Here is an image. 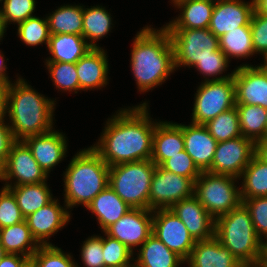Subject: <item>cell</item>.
<instances>
[{
  "mask_svg": "<svg viewBox=\"0 0 267 267\" xmlns=\"http://www.w3.org/2000/svg\"><path fill=\"white\" fill-rule=\"evenodd\" d=\"M229 60L230 59H228L227 56L218 49L215 51V57H208L206 59L199 60L193 67L197 68V71L203 75L205 78L204 81H221L234 76L235 70L231 74L215 77L227 70L226 68H228V63L230 62ZM209 77H212V79H209Z\"/></svg>",
  "mask_w": 267,
  "mask_h": 267,
  "instance_id": "41",
  "label": "cell"
},
{
  "mask_svg": "<svg viewBox=\"0 0 267 267\" xmlns=\"http://www.w3.org/2000/svg\"><path fill=\"white\" fill-rule=\"evenodd\" d=\"M47 178L48 175L34 159L27 144L23 140H16L11 146L3 169L0 171V180L6 181L4 186L42 183L47 181ZM12 179L16 180L13 184Z\"/></svg>",
  "mask_w": 267,
  "mask_h": 267,
  "instance_id": "11",
  "label": "cell"
},
{
  "mask_svg": "<svg viewBox=\"0 0 267 267\" xmlns=\"http://www.w3.org/2000/svg\"><path fill=\"white\" fill-rule=\"evenodd\" d=\"M6 251L4 249V247L1 245L0 243V260L6 255Z\"/></svg>",
  "mask_w": 267,
  "mask_h": 267,
  "instance_id": "56",
  "label": "cell"
},
{
  "mask_svg": "<svg viewBox=\"0 0 267 267\" xmlns=\"http://www.w3.org/2000/svg\"><path fill=\"white\" fill-rule=\"evenodd\" d=\"M184 1H187V0H172V3L176 7L179 3L184 2Z\"/></svg>",
  "mask_w": 267,
  "mask_h": 267,
  "instance_id": "57",
  "label": "cell"
},
{
  "mask_svg": "<svg viewBox=\"0 0 267 267\" xmlns=\"http://www.w3.org/2000/svg\"><path fill=\"white\" fill-rule=\"evenodd\" d=\"M23 141L47 175L66 156L68 143L65 134L54 129L44 134L26 137Z\"/></svg>",
  "mask_w": 267,
  "mask_h": 267,
  "instance_id": "19",
  "label": "cell"
},
{
  "mask_svg": "<svg viewBox=\"0 0 267 267\" xmlns=\"http://www.w3.org/2000/svg\"><path fill=\"white\" fill-rule=\"evenodd\" d=\"M264 256L267 258V242H264Z\"/></svg>",
  "mask_w": 267,
  "mask_h": 267,
  "instance_id": "59",
  "label": "cell"
},
{
  "mask_svg": "<svg viewBox=\"0 0 267 267\" xmlns=\"http://www.w3.org/2000/svg\"><path fill=\"white\" fill-rule=\"evenodd\" d=\"M55 100L46 98L19 77L10 85L7 113L15 140L40 135L53 129Z\"/></svg>",
  "mask_w": 267,
  "mask_h": 267,
  "instance_id": "3",
  "label": "cell"
},
{
  "mask_svg": "<svg viewBox=\"0 0 267 267\" xmlns=\"http://www.w3.org/2000/svg\"><path fill=\"white\" fill-rule=\"evenodd\" d=\"M155 167L151 160L109 166L108 185L130 207L149 209V194Z\"/></svg>",
  "mask_w": 267,
  "mask_h": 267,
  "instance_id": "6",
  "label": "cell"
},
{
  "mask_svg": "<svg viewBox=\"0 0 267 267\" xmlns=\"http://www.w3.org/2000/svg\"><path fill=\"white\" fill-rule=\"evenodd\" d=\"M219 48L228 59L254 55L250 26H241L226 32L219 38Z\"/></svg>",
  "mask_w": 267,
  "mask_h": 267,
  "instance_id": "34",
  "label": "cell"
},
{
  "mask_svg": "<svg viewBox=\"0 0 267 267\" xmlns=\"http://www.w3.org/2000/svg\"><path fill=\"white\" fill-rule=\"evenodd\" d=\"M254 13L267 15V0H252Z\"/></svg>",
  "mask_w": 267,
  "mask_h": 267,
  "instance_id": "51",
  "label": "cell"
},
{
  "mask_svg": "<svg viewBox=\"0 0 267 267\" xmlns=\"http://www.w3.org/2000/svg\"><path fill=\"white\" fill-rule=\"evenodd\" d=\"M108 10L102 6L84 8L83 6V30L82 36L92 48H99L96 41L105 37L112 28V17Z\"/></svg>",
  "mask_w": 267,
  "mask_h": 267,
  "instance_id": "31",
  "label": "cell"
},
{
  "mask_svg": "<svg viewBox=\"0 0 267 267\" xmlns=\"http://www.w3.org/2000/svg\"><path fill=\"white\" fill-rule=\"evenodd\" d=\"M170 209L184 223L195 241L214 237L215 219L205 210L195 195L178 201Z\"/></svg>",
  "mask_w": 267,
  "mask_h": 267,
  "instance_id": "17",
  "label": "cell"
},
{
  "mask_svg": "<svg viewBox=\"0 0 267 267\" xmlns=\"http://www.w3.org/2000/svg\"><path fill=\"white\" fill-rule=\"evenodd\" d=\"M81 258L85 267H105L102 252V236H91L83 242ZM77 267L78 264H77Z\"/></svg>",
  "mask_w": 267,
  "mask_h": 267,
  "instance_id": "46",
  "label": "cell"
},
{
  "mask_svg": "<svg viewBox=\"0 0 267 267\" xmlns=\"http://www.w3.org/2000/svg\"><path fill=\"white\" fill-rule=\"evenodd\" d=\"M0 243L7 254L31 258L39 244L33 238L26 220L0 229Z\"/></svg>",
  "mask_w": 267,
  "mask_h": 267,
  "instance_id": "28",
  "label": "cell"
},
{
  "mask_svg": "<svg viewBox=\"0 0 267 267\" xmlns=\"http://www.w3.org/2000/svg\"><path fill=\"white\" fill-rule=\"evenodd\" d=\"M235 105H258L267 109V67L240 65L233 76Z\"/></svg>",
  "mask_w": 267,
  "mask_h": 267,
  "instance_id": "15",
  "label": "cell"
},
{
  "mask_svg": "<svg viewBox=\"0 0 267 267\" xmlns=\"http://www.w3.org/2000/svg\"><path fill=\"white\" fill-rule=\"evenodd\" d=\"M241 178V199L267 196V163L256 155L244 169L239 180Z\"/></svg>",
  "mask_w": 267,
  "mask_h": 267,
  "instance_id": "33",
  "label": "cell"
},
{
  "mask_svg": "<svg viewBox=\"0 0 267 267\" xmlns=\"http://www.w3.org/2000/svg\"><path fill=\"white\" fill-rule=\"evenodd\" d=\"M45 65L56 88L75 93L80 90L76 63L46 62Z\"/></svg>",
  "mask_w": 267,
  "mask_h": 267,
  "instance_id": "37",
  "label": "cell"
},
{
  "mask_svg": "<svg viewBox=\"0 0 267 267\" xmlns=\"http://www.w3.org/2000/svg\"><path fill=\"white\" fill-rule=\"evenodd\" d=\"M243 137L257 142L267 137L266 108L258 105H235Z\"/></svg>",
  "mask_w": 267,
  "mask_h": 267,
  "instance_id": "32",
  "label": "cell"
},
{
  "mask_svg": "<svg viewBox=\"0 0 267 267\" xmlns=\"http://www.w3.org/2000/svg\"><path fill=\"white\" fill-rule=\"evenodd\" d=\"M37 267H77L70 254L54 245H40L31 257Z\"/></svg>",
  "mask_w": 267,
  "mask_h": 267,
  "instance_id": "39",
  "label": "cell"
},
{
  "mask_svg": "<svg viewBox=\"0 0 267 267\" xmlns=\"http://www.w3.org/2000/svg\"><path fill=\"white\" fill-rule=\"evenodd\" d=\"M254 155L255 142L243 136L218 142L211 167L207 171L240 178Z\"/></svg>",
  "mask_w": 267,
  "mask_h": 267,
  "instance_id": "12",
  "label": "cell"
},
{
  "mask_svg": "<svg viewBox=\"0 0 267 267\" xmlns=\"http://www.w3.org/2000/svg\"><path fill=\"white\" fill-rule=\"evenodd\" d=\"M211 3L216 4V3H221L224 1H229V0H209Z\"/></svg>",
  "mask_w": 267,
  "mask_h": 267,
  "instance_id": "58",
  "label": "cell"
},
{
  "mask_svg": "<svg viewBox=\"0 0 267 267\" xmlns=\"http://www.w3.org/2000/svg\"><path fill=\"white\" fill-rule=\"evenodd\" d=\"M64 205L70 210L76 205L88 204L109 183V166L90 146L79 151L64 173Z\"/></svg>",
  "mask_w": 267,
  "mask_h": 267,
  "instance_id": "4",
  "label": "cell"
},
{
  "mask_svg": "<svg viewBox=\"0 0 267 267\" xmlns=\"http://www.w3.org/2000/svg\"><path fill=\"white\" fill-rule=\"evenodd\" d=\"M4 187L9 188L14 194L24 218L39 210L41 207L46 206L53 200V195L46 181L42 183Z\"/></svg>",
  "mask_w": 267,
  "mask_h": 267,
  "instance_id": "29",
  "label": "cell"
},
{
  "mask_svg": "<svg viewBox=\"0 0 267 267\" xmlns=\"http://www.w3.org/2000/svg\"><path fill=\"white\" fill-rule=\"evenodd\" d=\"M103 48H91L76 62L80 90L99 89L107 85L108 60Z\"/></svg>",
  "mask_w": 267,
  "mask_h": 267,
  "instance_id": "21",
  "label": "cell"
},
{
  "mask_svg": "<svg viewBox=\"0 0 267 267\" xmlns=\"http://www.w3.org/2000/svg\"><path fill=\"white\" fill-rule=\"evenodd\" d=\"M160 167L166 171L190 178L194 182L202 173L185 150L165 160Z\"/></svg>",
  "mask_w": 267,
  "mask_h": 267,
  "instance_id": "42",
  "label": "cell"
},
{
  "mask_svg": "<svg viewBox=\"0 0 267 267\" xmlns=\"http://www.w3.org/2000/svg\"><path fill=\"white\" fill-rule=\"evenodd\" d=\"M242 267H254L253 265H243Z\"/></svg>",
  "mask_w": 267,
  "mask_h": 267,
  "instance_id": "60",
  "label": "cell"
},
{
  "mask_svg": "<svg viewBox=\"0 0 267 267\" xmlns=\"http://www.w3.org/2000/svg\"><path fill=\"white\" fill-rule=\"evenodd\" d=\"M140 247L133 267H179L185 264L180 256L153 234Z\"/></svg>",
  "mask_w": 267,
  "mask_h": 267,
  "instance_id": "26",
  "label": "cell"
},
{
  "mask_svg": "<svg viewBox=\"0 0 267 267\" xmlns=\"http://www.w3.org/2000/svg\"><path fill=\"white\" fill-rule=\"evenodd\" d=\"M242 203L249 211L257 236L267 242V196L242 199Z\"/></svg>",
  "mask_w": 267,
  "mask_h": 267,
  "instance_id": "44",
  "label": "cell"
},
{
  "mask_svg": "<svg viewBox=\"0 0 267 267\" xmlns=\"http://www.w3.org/2000/svg\"><path fill=\"white\" fill-rule=\"evenodd\" d=\"M50 35L76 34L82 35L83 6L64 5L46 16Z\"/></svg>",
  "mask_w": 267,
  "mask_h": 267,
  "instance_id": "30",
  "label": "cell"
},
{
  "mask_svg": "<svg viewBox=\"0 0 267 267\" xmlns=\"http://www.w3.org/2000/svg\"><path fill=\"white\" fill-rule=\"evenodd\" d=\"M130 63L141 93L162 85L176 71L172 41L164 26L160 30L146 26L137 32Z\"/></svg>",
  "mask_w": 267,
  "mask_h": 267,
  "instance_id": "2",
  "label": "cell"
},
{
  "mask_svg": "<svg viewBox=\"0 0 267 267\" xmlns=\"http://www.w3.org/2000/svg\"><path fill=\"white\" fill-rule=\"evenodd\" d=\"M102 237V252L105 266L108 267H133L131 260H135L133 252L122 242L106 233ZM132 257V258H131Z\"/></svg>",
  "mask_w": 267,
  "mask_h": 267,
  "instance_id": "38",
  "label": "cell"
},
{
  "mask_svg": "<svg viewBox=\"0 0 267 267\" xmlns=\"http://www.w3.org/2000/svg\"><path fill=\"white\" fill-rule=\"evenodd\" d=\"M5 59H4V55L3 53L1 54V51H0V80L8 83V84H12L8 78V75L5 73L6 72V69H7V65H5Z\"/></svg>",
  "mask_w": 267,
  "mask_h": 267,
  "instance_id": "52",
  "label": "cell"
},
{
  "mask_svg": "<svg viewBox=\"0 0 267 267\" xmlns=\"http://www.w3.org/2000/svg\"><path fill=\"white\" fill-rule=\"evenodd\" d=\"M49 54L46 62L76 63L92 47L82 35L55 34L50 35L48 44Z\"/></svg>",
  "mask_w": 267,
  "mask_h": 267,
  "instance_id": "25",
  "label": "cell"
},
{
  "mask_svg": "<svg viewBox=\"0 0 267 267\" xmlns=\"http://www.w3.org/2000/svg\"><path fill=\"white\" fill-rule=\"evenodd\" d=\"M152 234L184 261L189 258L196 242L171 209L153 210Z\"/></svg>",
  "mask_w": 267,
  "mask_h": 267,
  "instance_id": "13",
  "label": "cell"
},
{
  "mask_svg": "<svg viewBox=\"0 0 267 267\" xmlns=\"http://www.w3.org/2000/svg\"><path fill=\"white\" fill-rule=\"evenodd\" d=\"M174 49V66L193 67L199 60L215 57L219 38L207 29L165 28Z\"/></svg>",
  "mask_w": 267,
  "mask_h": 267,
  "instance_id": "8",
  "label": "cell"
},
{
  "mask_svg": "<svg viewBox=\"0 0 267 267\" xmlns=\"http://www.w3.org/2000/svg\"><path fill=\"white\" fill-rule=\"evenodd\" d=\"M96 215L98 223L104 232L132 207L125 203L108 185L86 207Z\"/></svg>",
  "mask_w": 267,
  "mask_h": 267,
  "instance_id": "24",
  "label": "cell"
},
{
  "mask_svg": "<svg viewBox=\"0 0 267 267\" xmlns=\"http://www.w3.org/2000/svg\"><path fill=\"white\" fill-rule=\"evenodd\" d=\"M252 45L256 54L263 55L267 60V15L253 12L250 22Z\"/></svg>",
  "mask_w": 267,
  "mask_h": 267,
  "instance_id": "45",
  "label": "cell"
},
{
  "mask_svg": "<svg viewBox=\"0 0 267 267\" xmlns=\"http://www.w3.org/2000/svg\"><path fill=\"white\" fill-rule=\"evenodd\" d=\"M253 1L229 0L214 5L208 29L220 38L237 27L250 26Z\"/></svg>",
  "mask_w": 267,
  "mask_h": 267,
  "instance_id": "18",
  "label": "cell"
},
{
  "mask_svg": "<svg viewBox=\"0 0 267 267\" xmlns=\"http://www.w3.org/2000/svg\"><path fill=\"white\" fill-rule=\"evenodd\" d=\"M62 207L57 199L25 218L33 238L39 245H51L49 238L62 229L70 220L71 211ZM48 239V240H46Z\"/></svg>",
  "mask_w": 267,
  "mask_h": 267,
  "instance_id": "16",
  "label": "cell"
},
{
  "mask_svg": "<svg viewBox=\"0 0 267 267\" xmlns=\"http://www.w3.org/2000/svg\"><path fill=\"white\" fill-rule=\"evenodd\" d=\"M148 102L118 110L109 118L97 144L91 146L108 166L151 160L153 133L158 122L148 113Z\"/></svg>",
  "mask_w": 267,
  "mask_h": 267,
  "instance_id": "1",
  "label": "cell"
},
{
  "mask_svg": "<svg viewBox=\"0 0 267 267\" xmlns=\"http://www.w3.org/2000/svg\"><path fill=\"white\" fill-rule=\"evenodd\" d=\"M28 257L17 254H6L2 258V267H20Z\"/></svg>",
  "mask_w": 267,
  "mask_h": 267,
  "instance_id": "49",
  "label": "cell"
},
{
  "mask_svg": "<svg viewBox=\"0 0 267 267\" xmlns=\"http://www.w3.org/2000/svg\"><path fill=\"white\" fill-rule=\"evenodd\" d=\"M204 126L217 142H224L242 136L236 106L220 113L216 118L204 124Z\"/></svg>",
  "mask_w": 267,
  "mask_h": 267,
  "instance_id": "35",
  "label": "cell"
},
{
  "mask_svg": "<svg viewBox=\"0 0 267 267\" xmlns=\"http://www.w3.org/2000/svg\"><path fill=\"white\" fill-rule=\"evenodd\" d=\"M189 267H242L243 264L234 257L215 237L196 241L189 258L185 261Z\"/></svg>",
  "mask_w": 267,
  "mask_h": 267,
  "instance_id": "22",
  "label": "cell"
},
{
  "mask_svg": "<svg viewBox=\"0 0 267 267\" xmlns=\"http://www.w3.org/2000/svg\"><path fill=\"white\" fill-rule=\"evenodd\" d=\"M20 267H37L32 258H28Z\"/></svg>",
  "mask_w": 267,
  "mask_h": 267,
  "instance_id": "54",
  "label": "cell"
},
{
  "mask_svg": "<svg viewBox=\"0 0 267 267\" xmlns=\"http://www.w3.org/2000/svg\"><path fill=\"white\" fill-rule=\"evenodd\" d=\"M5 117H0V171L3 169L12 144L16 141Z\"/></svg>",
  "mask_w": 267,
  "mask_h": 267,
  "instance_id": "47",
  "label": "cell"
},
{
  "mask_svg": "<svg viewBox=\"0 0 267 267\" xmlns=\"http://www.w3.org/2000/svg\"><path fill=\"white\" fill-rule=\"evenodd\" d=\"M255 155L267 163V137L255 142Z\"/></svg>",
  "mask_w": 267,
  "mask_h": 267,
  "instance_id": "50",
  "label": "cell"
},
{
  "mask_svg": "<svg viewBox=\"0 0 267 267\" xmlns=\"http://www.w3.org/2000/svg\"><path fill=\"white\" fill-rule=\"evenodd\" d=\"M35 7V0H4L2 9L0 8V16L7 28L11 22L18 25L32 17Z\"/></svg>",
  "mask_w": 267,
  "mask_h": 267,
  "instance_id": "40",
  "label": "cell"
},
{
  "mask_svg": "<svg viewBox=\"0 0 267 267\" xmlns=\"http://www.w3.org/2000/svg\"><path fill=\"white\" fill-rule=\"evenodd\" d=\"M9 89L10 84L0 80V117H5L7 113Z\"/></svg>",
  "mask_w": 267,
  "mask_h": 267,
  "instance_id": "48",
  "label": "cell"
},
{
  "mask_svg": "<svg viewBox=\"0 0 267 267\" xmlns=\"http://www.w3.org/2000/svg\"><path fill=\"white\" fill-rule=\"evenodd\" d=\"M238 179L208 171H202L196 179L194 195L215 220L242 203L240 188L235 184Z\"/></svg>",
  "mask_w": 267,
  "mask_h": 267,
  "instance_id": "7",
  "label": "cell"
},
{
  "mask_svg": "<svg viewBox=\"0 0 267 267\" xmlns=\"http://www.w3.org/2000/svg\"><path fill=\"white\" fill-rule=\"evenodd\" d=\"M25 218L12 191L3 187L0 190V229L24 221Z\"/></svg>",
  "mask_w": 267,
  "mask_h": 267,
  "instance_id": "43",
  "label": "cell"
},
{
  "mask_svg": "<svg viewBox=\"0 0 267 267\" xmlns=\"http://www.w3.org/2000/svg\"><path fill=\"white\" fill-rule=\"evenodd\" d=\"M195 182L156 165L151 180L149 209H170L175 203L194 195Z\"/></svg>",
  "mask_w": 267,
  "mask_h": 267,
  "instance_id": "10",
  "label": "cell"
},
{
  "mask_svg": "<svg viewBox=\"0 0 267 267\" xmlns=\"http://www.w3.org/2000/svg\"><path fill=\"white\" fill-rule=\"evenodd\" d=\"M264 65L267 67V60H266V61H264Z\"/></svg>",
  "mask_w": 267,
  "mask_h": 267,
  "instance_id": "61",
  "label": "cell"
},
{
  "mask_svg": "<svg viewBox=\"0 0 267 267\" xmlns=\"http://www.w3.org/2000/svg\"><path fill=\"white\" fill-rule=\"evenodd\" d=\"M214 237L243 265H253L264 255V241L257 236L243 203L215 220Z\"/></svg>",
  "mask_w": 267,
  "mask_h": 267,
  "instance_id": "5",
  "label": "cell"
},
{
  "mask_svg": "<svg viewBox=\"0 0 267 267\" xmlns=\"http://www.w3.org/2000/svg\"><path fill=\"white\" fill-rule=\"evenodd\" d=\"M196 92L191 123L204 125L220 113L235 107L233 77L221 81H204Z\"/></svg>",
  "mask_w": 267,
  "mask_h": 267,
  "instance_id": "9",
  "label": "cell"
},
{
  "mask_svg": "<svg viewBox=\"0 0 267 267\" xmlns=\"http://www.w3.org/2000/svg\"><path fill=\"white\" fill-rule=\"evenodd\" d=\"M254 267H267V258L262 255L259 259L253 264Z\"/></svg>",
  "mask_w": 267,
  "mask_h": 267,
  "instance_id": "53",
  "label": "cell"
},
{
  "mask_svg": "<svg viewBox=\"0 0 267 267\" xmlns=\"http://www.w3.org/2000/svg\"><path fill=\"white\" fill-rule=\"evenodd\" d=\"M213 3L209 0H187L179 3L178 18L166 24L165 28L207 29L210 24Z\"/></svg>",
  "mask_w": 267,
  "mask_h": 267,
  "instance_id": "27",
  "label": "cell"
},
{
  "mask_svg": "<svg viewBox=\"0 0 267 267\" xmlns=\"http://www.w3.org/2000/svg\"><path fill=\"white\" fill-rule=\"evenodd\" d=\"M5 32H6V26L4 24V21L2 20V17L0 16V40H2Z\"/></svg>",
  "mask_w": 267,
  "mask_h": 267,
  "instance_id": "55",
  "label": "cell"
},
{
  "mask_svg": "<svg viewBox=\"0 0 267 267\" xmlns=\"http://www.w3.org/2000/svg\"><path fill=\"white\" fill-rule=\"evenodd\" d=\"M185 148L182 133V124L159 121L153 133V146L151 161L161 165L165 160Z\"/></svg>",
  "mask_w": 267,
  "mask_h": 267,
  "instance_id": "23",
  "label": "cell"
},
{
  "mask_svg": "<svg viewBox=\"0 0 267 267\" xmlns=\"http://www.w3.org/2000/svg\"><path fill=\"white\" fill-rule=\"evenodd\" d=\"M153 210L131 208L126 214L109 226L104 233L116 238L133 253L152 234Z\"/></svg>",
  "mask_w": 267,
  "mask_h": 267,
  "instance_id": "14",
  "label": "cell"
},
{
  "mask_svg": "<svg viewBox=\"0 0 267 267\" xmlns=\"http://www.w3.org/2000/svg\"><path fill=\"white\" fill-rule=\"evenodd\" d=\"M17 33L21 41L28 46H37L45 43L48 47L50 32L47 18L29 17L18 24Z\"/></svg>",
  "mask_w": 267,
  "mask_h": 267,
  "instance_id": "36",
  "label": "cell"
},
{
  "mask_svg": "<svg viewBox=\"0 0 267 267\" xmlns=\"http://www.w3.org/2000/svg\"><path fill=\"white\" fill-rule=\"evenodd\" d=\"M182 133L184 150L201 171H207L211 167L218 142L210 135L204 125L182 124Z\"/></svg>",
  "mask_w": 267,
  "mask_h": 267,
  "instance_id": "20",
  "label": "cell"
}]
</instances>
